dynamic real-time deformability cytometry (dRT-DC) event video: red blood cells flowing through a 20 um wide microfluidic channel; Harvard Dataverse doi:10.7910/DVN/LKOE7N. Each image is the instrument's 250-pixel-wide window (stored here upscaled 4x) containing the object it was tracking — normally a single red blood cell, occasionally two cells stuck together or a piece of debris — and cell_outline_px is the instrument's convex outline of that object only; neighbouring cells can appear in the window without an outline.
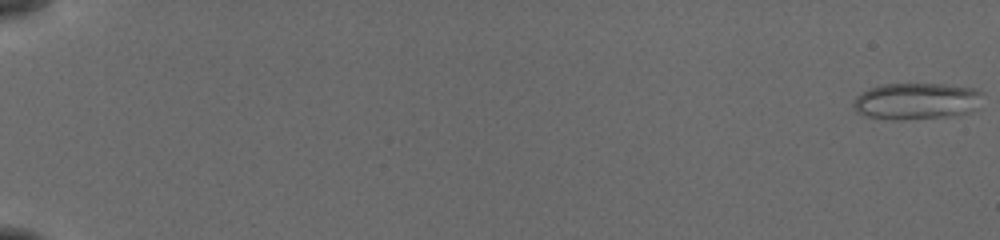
{"species": "common noctule bat (a hibernating species)", "species_latin": "Nyctalus noctula", "temperature_condition": "cold", "stored_images_in_passage": 56, "camera_frame_rate_fps": 3000, "um_per_image_px": 0.085, "animal": {"sex": "female", "body_mass_g": 19.5, "forearm_length_mm": 54.1}, "frame": {"image": 1, "passage_image": 1, "time_ms": 0.0, "image_size_px": [1000, 240], "cell_outline_px": [[980, 92], [968, 112], [956, 116], [896, 120], [864, 116], [856, 112], [852, 104], [852, 100], [860, 92], [868, 88], [880, 84], [944, 84], [972, 88]], "centroid_in_image_um": [77.72, 8.6], "position_along_channel_um": 7.3, "area_um2": 27.22}}
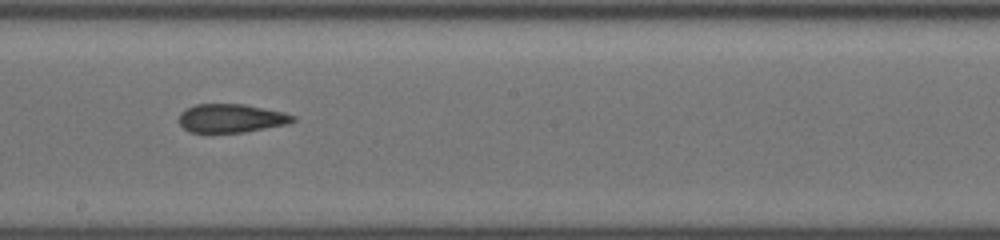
{"frame": {"image": 2, "passage_image": 34, "time_ms": 11.0, "image_size_px": [1000, 240], "cell_outline_px": [[296, 120], [288, 124], [244, 132], [188, 132], [180, 124], [180, 112], [184, 108], [196, 104], [244, 104], [284, 112], [296, 116]], "centroid_in_image_um": [19.66, 10.04], "position_along_channel_um": 228.5, "area_um2": 19.02}}
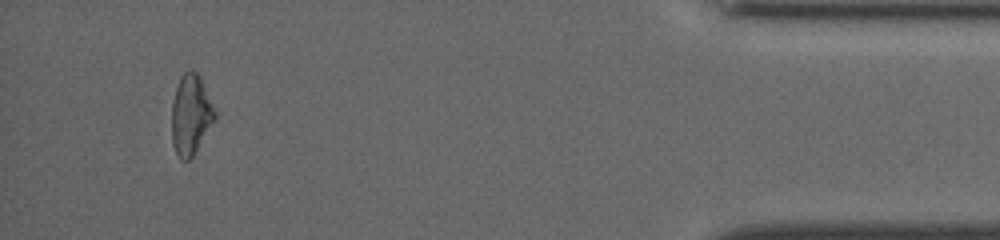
{"frame": {"image": 3, "passage_image": 53, "time_ms": 17.333, "image_size_px": [1000, 240], "cell_outline_px": [[216, 120], [192, 156], [188, 160], [180, 160], [172, 144], [172, 104], [176, 88], [180, 76], [184, 72], [196, 72], [200, 76], [216, 112]], "centroid_in_image_um": [16.22, 9.77], "position_along_channel_um": 419.0, "area_um2": 20.0}, "authors_computed_cell_mechanics": {"area_um2": 20.5768, "velocity_mm_per_s": 3.8791, "shape_relaxation_time_tau1_ms": null, "shape_relaxation_time_tau2_ms": 3.7039, "deformation_change_tau1": null, "deformation_change_tau2": 0.1306}}